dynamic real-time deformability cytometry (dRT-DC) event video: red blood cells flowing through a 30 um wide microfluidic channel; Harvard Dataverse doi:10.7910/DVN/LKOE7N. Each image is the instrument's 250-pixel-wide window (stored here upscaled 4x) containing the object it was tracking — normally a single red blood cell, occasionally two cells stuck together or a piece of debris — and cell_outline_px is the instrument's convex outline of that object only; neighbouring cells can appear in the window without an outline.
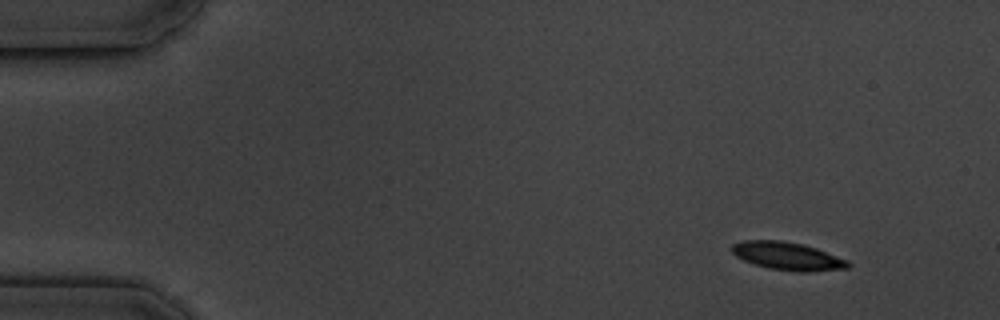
{"species": "common noctule bat (a hibernating species)", "species_latin": "Nyctalus noctula", "temperature_condition": "cold", "stored_images_in_passage": 7, "segment_of_instrument_passage": [2, 2], "camera_frame_rate_fps": 3000, "um_per_image_px": 0.085, "animal": {"sex": "male", "body_mass_g": 19.5, "forearm_length_mm": 54.6}, "frame": {"image": 1, "passage_image": 7, "time_ms": 7.667, "image_size_px": [1000, 320], "cell_outline_px": [[852, 264], [848, 268], [808, 272], [796, 272], [768, 268], [744, 260], [736, 256], [732, 252], [732, 244], [744, 240], [780, 240], [804, 244], [816, 248], [848, 260]], "centroid_in_image_um": [66.97, 21.77], "position_along_channel_um": 18.0, "area_um2": 18.96}}